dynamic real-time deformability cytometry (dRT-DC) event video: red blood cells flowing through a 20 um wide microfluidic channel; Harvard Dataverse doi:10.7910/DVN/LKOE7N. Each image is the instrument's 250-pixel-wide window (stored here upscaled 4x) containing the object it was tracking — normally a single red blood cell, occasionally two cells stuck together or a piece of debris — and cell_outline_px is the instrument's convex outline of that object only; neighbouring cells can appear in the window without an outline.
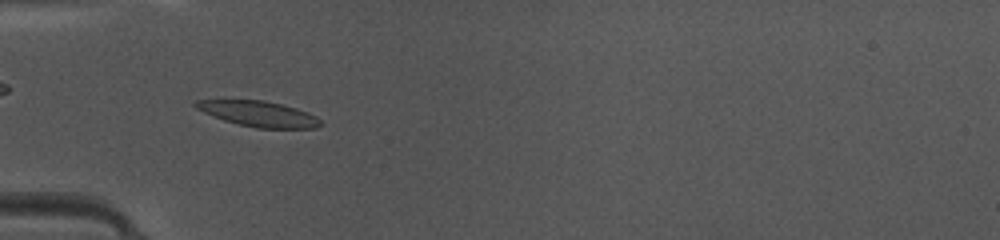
{"species": "common noctule bat (a hibernating species)", "species_latin": "Nyctalus noctula", "temperature_condition": "warm", "stored_images_in_passage": 35, "camera_frame_rate_fps": 3000, "um_per_image_px": 0.085, "animal": {"sex": "female", "body_mass_g": 10.0, "forearm_length_mm": 53.1}, "frame": {"image": 1, "passage_image": 3, "time_ms": 0.667, "image_size_px": [1000, 240], "cell_outline_px": [[324, 124], [316, 128], [256, 128], [224, 120], [204, 112], [196, 108], [192, 104], [196, 100], [264, 100], [296, 108], [308, 112], [316, 116]], "centroid_in_image_um": [22.01, 9.67], "position_along_channel_um": 63.0, "area_um2": 18.44}}
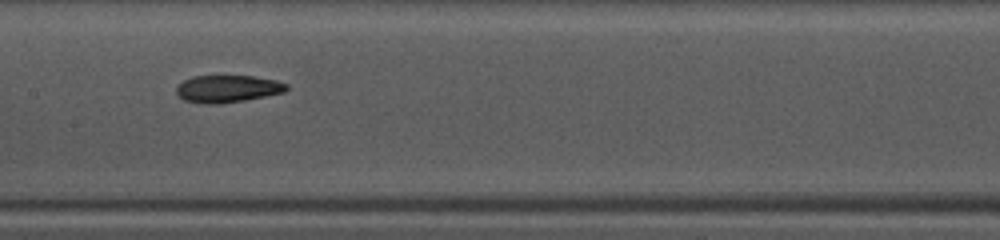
{"frame": {"image": 2, "passage_image": 12, "time_ms": 3.667, "image_size_px": [1000, 240], "cell_outline_px": [[288, 88], [284, 92], [244, 100], [216, 104], [208, 104], [184, 100], [176, 92], [176, 88], [184, 80], [192, 76], [256, 76], [276, 80], [288, 84]], "centroid_in_image_um": [19.36, 7.53], "position_along_channel_um": 188.0, "area_um2": 17.34}}
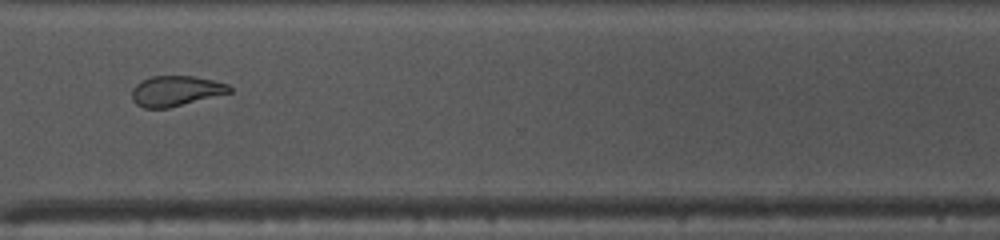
{"frame": {"image": 3, "passage_image": 24, "time_ms": 7.667, "image_size_px": [1000, 240], "cell_outline_px": [[232, 92], [168, 108], [144, 108], [136, 104], [132, 100], [132, 88], [140, 80], [152, 76], [196, 76], [228, 84], [232, 88]], "centroid_in_image_um": [14.92, 7.72], "position_along_channel_um": 355.7, "area_um2": 17.28}, "authors_computed_cell_mechanics": {"area_um2": 17.8024, "velocity_mm_per_s": 4.2074, "shape_relaxation_time_tau1_ms": null, "shape_relaxation_time_tau2_ms": 3.2946, "deformation_change_tau1": null, "deformation_change_tau2": 0.1047}}